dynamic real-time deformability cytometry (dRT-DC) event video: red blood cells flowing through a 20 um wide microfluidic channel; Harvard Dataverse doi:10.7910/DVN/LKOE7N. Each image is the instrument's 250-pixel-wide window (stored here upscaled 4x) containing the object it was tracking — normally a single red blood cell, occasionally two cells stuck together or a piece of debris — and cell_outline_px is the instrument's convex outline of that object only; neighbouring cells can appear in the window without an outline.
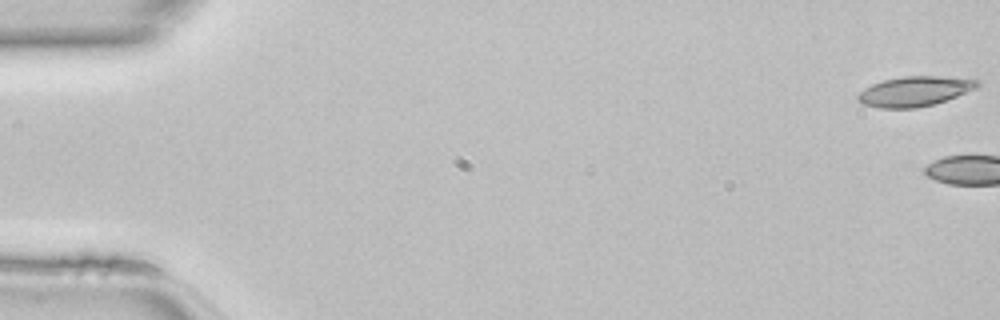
{"species": "common noctule bat (a hibernating species)", "species_latin": "Nyctalus noctula", "temperature_condition": "room temperature", "stored_images_in_passage": 4, "camera_frame_rate_fps": 3000, "um_per_image_px": 0.085, "animal": {"sex": "female", "body_mass_g": 22.7, "forearm_length_mm": 54.2}, "frame": {"image": 1, "passage_image": 1, "time_ms": 0.0, "image_size_px": [1000, 320], "cell_outline_px": [[980, 84], [976, 88], [956, 96], [932, 104], [916, 108], [880, 108], [864, 104], [856, 100], [856, 96], [864, 88], [872, 84], [884, 80], [904, 76], [936, 76], [980, 80]], "centroid_in_image_um": [77.71, 7.76], "position_along_channel_um": 7.3, "area_um2": 20.58}}